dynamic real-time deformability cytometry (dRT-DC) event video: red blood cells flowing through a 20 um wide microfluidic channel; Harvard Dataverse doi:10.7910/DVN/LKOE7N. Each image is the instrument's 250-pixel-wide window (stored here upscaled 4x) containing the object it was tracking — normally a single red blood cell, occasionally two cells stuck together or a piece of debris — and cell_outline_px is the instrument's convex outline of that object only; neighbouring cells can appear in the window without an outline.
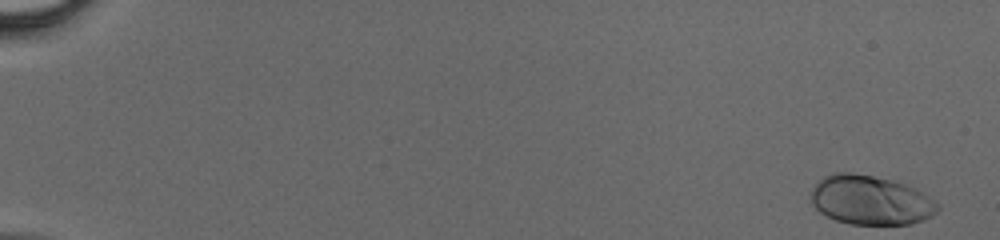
{"species": "human", "species_latin": "Homo sapiens", "temperature_condition": "cold", "stored_images_in_passage": 46, "camera_frame_rate_fps": 3000, "um_per_image_px": 0.085, "donor": {"sex": "male"}, "frame": {"image": 1, "passage_image": 1, "time_ms": 0.0, "image_size_px": [1000, 240], "cell_outline_px": [[940, 208], [932, 216], [924, 220], [912, 224], [848, 224], [836, 220], [820, 212], [808, 200], [812, 188], [824, 176], [836, 172], [852, 172], [892, 180], [916, 188], [940, 204]], "centroid_in_image_um": [73.99, 17.01], "position_along_channel_um": 11.0, "area_um2": 36.65}}
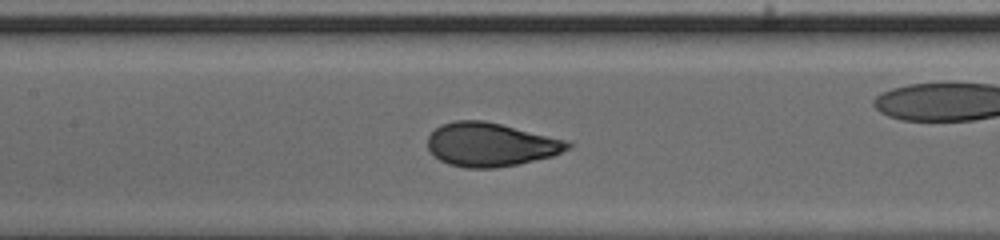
{"frame": {"image": 2, "passage_image": 24, "time_ms": 7.667, "image_size_px": [1000, 240], "cell_outline_px": [[572, 148], [552, 156], [516, 164], [496, 168], [464, 168], [448, 164], [440, 160], [428, 148], [428, 136], [440, 124], [452, 120], [484, 120], [568, 140], [572, 144]], "centroid_in_image_um": [41.71, 12.28], "position_along_channel_um": 165.7, "area_um2": 35.72}}
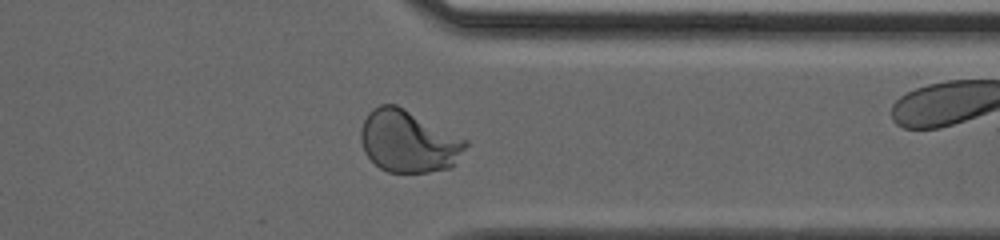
{"frame": {"image": 3, "passage_image": 38, "time_ms": 12.333, "image_size_px": [1000, 240], "cell_outline_px": [[468, 144], [452, 168], [428, 172], [388, 172], [380, 168], [364, 152], [360, 140], [360, 128], [368, 112], [372, 108], [380, 104], [396, 104], [468, 140]], "centroid_in_image_um": [34.7, 12.01], "position_along_channel_um": 376.7, "area_um2": 38.03}}